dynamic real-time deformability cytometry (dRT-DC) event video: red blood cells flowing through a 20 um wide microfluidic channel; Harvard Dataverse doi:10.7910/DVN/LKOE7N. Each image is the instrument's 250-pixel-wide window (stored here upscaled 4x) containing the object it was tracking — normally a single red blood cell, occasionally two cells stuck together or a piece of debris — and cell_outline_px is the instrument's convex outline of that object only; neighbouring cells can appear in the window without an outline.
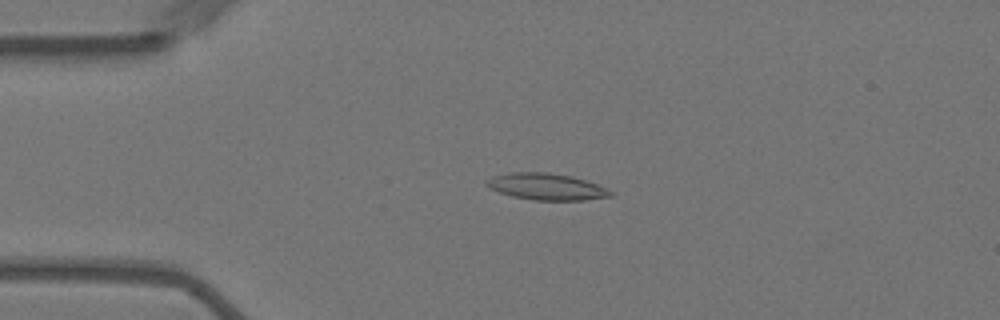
{"species": "Egyptian fruit bat (a non-hibernating species)", "species_latin": "Rousettus aegyptiacus", "temperature_condition": "warm", "stored_images_in_passage": 57, "camera_frame_rate_fps": 3000, "um_per_image_px": 0.085, "animal": {"sex": "female"}, "frame": {"image": 1, "passage_image": 13, "time_ms": 4.0, "image_size_px": [1000, 320], "cell_outline_px": [[612, 196], [584, 200], [536, 200], [512, 196], [488, 188], [484, 184], [484, 180], [492, 176], [508, 172], [548, 172], [568, 176], [584, 180], [608, 188], [612, 192]], "centroid_in_image_um": [46.38, 15.86], "position_along_channel_um": 38.6, "area_um2": 19.19}}
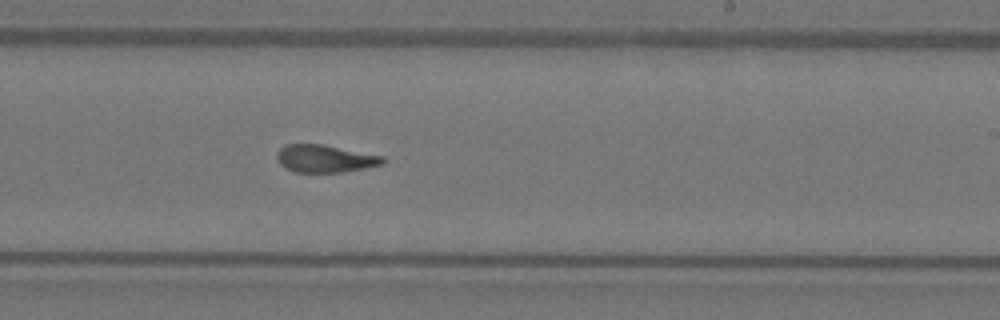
{"frame": {"image": 2, "passage_image": 34, "time_ms": 11.0, "image_size_px": [1000, 320], "cell_outline_px": [[384, 164], [344, 172], [296, 172], [280, 164], [276, 160], [276, 152], [284, 144], [324, 144], [384, 156]], "centroid_in_image_um": [27.61, 13.47], "position_along_channel_um": 261.4, "area_um2": 17.11}}
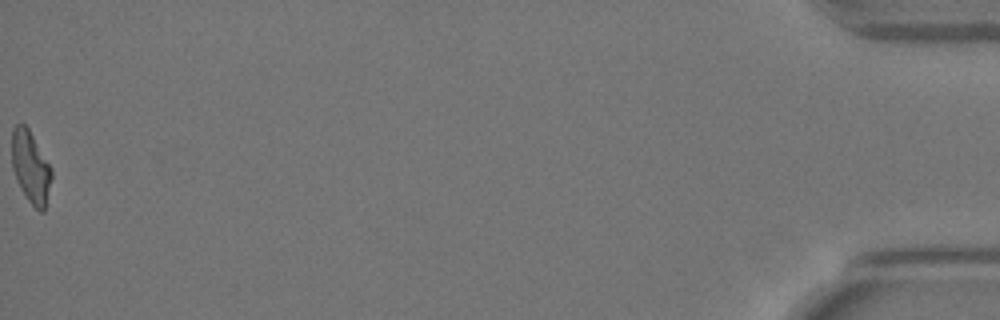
{"frame": {"image": 3, "passage_image": 57, "time_ms": 18.667, "image_size_px": [1000, 320], "cell_outline_px": [[52, 176], [44, 212], [40, 212], [28, 200], [20, 188], [16, 180], [12, 168], [12, 128], [16, 124], [24, 124], [28, 128], [52, 168]], "centroid_in_image_um": [2.6, 14.2], "position_along_channel_um": 432.6, "area_um2": 16.65}, "authors_computed_cell_mechanics": {"area_um2": 17.6868, "velocity_mm_per_s": 3.5828, "shape_relaxation_time_tau1_ms": null, "shape_relaxation_time_tau2_ms": 2.1457, "deformation_change_tau1": null, "deformation_change_tau2": 0.0963}}